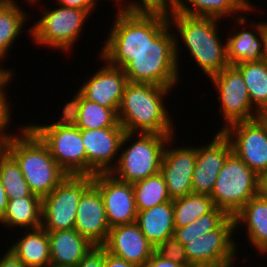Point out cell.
<instances>
[{
  "instance_id": "1",
  "label": "cell",
  "mask_w": 267,
  "mask_h": 267,
  "mask_svg": "<svg viewBox=\"0 0 267 267\" xmlns=\"http://www.w3.org/2000/svg\"><path fill=\"white\" fill-rule=\"evenodd\" d=\"M167 23V12L118 9L101 48V61L123 70Z\"/></svg>"
},
{
  "instance_id": "2",
  "label": "cell",
  "mask_w": 267,
  "mask_h": 267,
  "mask_svg": "<svg viewBox=\"0 0 267 267\" xmlns=\"http://www.w3.org/2000/svg\"><path fill=\"white\" fill-rule=\"evenodd\" d=\"M172 88L128 82L117 111L125 132L175 135L174 124L164 104ZM173 126V127H172Z\"/></svg>"
},
{
  "instance_id": "3",
  "label": "cell",
  "mask_w": 267,
  "mask_h": 267,
  "mask_svg": "<svg viewBox=\"0 0 267 267\" xmlns=\"http://www.w3.org/2000/svg\"><path fill=\"white\" fill-rule=\"evenodd\" d=\"M20 135L8 132L2 147L16 160L31 192L43 198L68 174L57 164L46 144L26 124Z\"/></svg>"
},
{
  "instance_id": "4",
  "label": "cell",
  "mask_w": 267,
  "mask_h": 267,
  "mask_svg": "<svg viewBox=\"0 0 267 267\" xmlns=\"http://www.w3.org/2000/svg\"><path fill=\"white\" fill-rule=\"evenodd\" d=\"M170 27H175L179 42L184 43L204 75L209 78L229 66L226 42L221 43L218 19L215 17L190 16L173 11L167 12ZM218 23V24H217Z\"/></svg>"
},
{
  "instance_id": "5",
  "label": "cell",
  "mask_w": 267,
  "mask_h": 267,
  "mask_svg": "<svg viewBox=\"0 0 267 267\" xmlns=\"http://www.w3.org/2000/svg\"><path fill=\"white\" fill-rule=\"evenodd\" d=\"M171 29L167 23L123 69L128 82L149 83L169 88H174L178 84V56L181 50H178V37L174 36L176 32Z\"/></svg>"
},
{
  "instance_id": "6",
  "label": "cell",
  "mask_w": 267,
  "mask_h": 267,
  "mask_svg": "<svg viewBox=\"0 0 267 267\" xmlns=\"http://www.w3.org/2000/svg\"><path fill=\"white\" fill-rule=\"evenodd\" d=\"M139 138L119 153L116 167L110 172L116 179L135 183L160 172L166 145L170 148L175 135L137 133ZM170 145V146H169Z\"/></svg>"
},
{
  "instance_id": "7",
  "label": "cell",
  "mask_w": 267,
  "mask_h": 267,
  "mask_svg": "<svg viewBox=\"0 0 267 267\" xmlns=\"http://www.w3.org/2000/svg\"><path fill=\"white\" fill-rule=\"evenodd\" d=\"M56 123L28 126L46 144L57 164L68 175H86V151L80 130L63 113ZM38 124V125H37Z\"/></svg>"
},
{
  "instance_id": "8",
  "label": "cell",
  "mask_w": 267,
  "mask_h": 267,
  "mask_svg": "<svg viewBox=\"0 0 267 267\" xmlns=\"http://www.w3.org/2000/svg\"><path fill=\"white\" fill-rule=\"evenodd\" d=\"M258 175L233 152L227 157L210 195L214 206L234 216L257 195Z\"/></svg>"
},
{
  "instance_id": "9",
  "label": "cell",
  "mask_w": 267,
  "mask_h": 267,
  "mask_svg": "<svg viewBox=\"0 0 267 267\" xmlns=\"http://www.w3.org/2000/svg\"><path fill=\"white\" fill-rule=\"evenodd\" d=\"M53 9L50 11L44 7L43 16L28 29V34L32 35L37 45L70 51L80 38V33L83 34L85 21L90 14L85 10L61 5Z\"/></svg>"
},
{
  "instance_id": "10",
  "label": "cell",
  "mask_w": 267,
  "mask_h": 267,
  "mask_svg": "<svg viewBox=\"0 0 267 267\" xmlns=\"http://www.w3.org/2000/svg\"><path fill=\"white\" fill-rule=\"evenodd\" d=\"M91 185L90 175H68L42 198L41 227L47 232L74 229L79 200Z\"/></svg>"
},
{
  "instance_id": "11",
  "label": "cell",
  "mask_w": 267,
  "mask_h": 267,
  "mask_svg": "<svg viewBox=\"0 0 267 267\" xmlns=\"http://www.w3.org/2000/svg\"><path fill=\"white\" fill-rule=\"evenodd\" d=\"M236 230L234 217L229 216L216 230L185 240L184 248L190 266L216 267L235 261L238 248L232 233Z\"/></svg>"
},
{
  "instance_id": "12",
  "label": "cell",
  "mask_w": 267,
  "mask_h": 267,
  "mask_svg": "<svg viewBox=\"0 0 267 267\" xmlns=\"http://www.w3.org/2000/svg\"><path fill=\"white\" fill-rule=\"evenodd\" d=\"M214 89H217L218 100L220 102V112L225 120L222 131L229 125L249 121L262 116L250 101L247 86L241 72L234 66L229 65L222 71L209 77Z\"/></svg>"
},
{
  "instance_id": "13",
  "label": "cell",
  "mask_w": 267,
  "mask_h": 267,
  "mask_svg": "<svg viewBox=\"0 0 267 267\" xmlns=\"http://www.w3.org/2000/svg\"><path fill=\"white\" fill-rule=\"evenodd\" d=\"M222 132L229 139L232 152L252 171L257 175L267 171V115L233 123Z\"/></svg>"
},
{
  "instance_id": "14",
  "label": "cell",
  "mask_w": 267,
  "mask_h": 267,
  "mask_svg": "<svg viewBox=\"0 0 267 267\" xmlns=\"http://www.w3.org/2000/svg\"><path fill=\"white\" fill-rule=\"evenodd\" d=\"M135 136L136 133L125 132L123 127L82 130V142L86 151V175L110 173L117 165L118 152Z\"/></svg>"
},
{
  "instance_id": "15",
  "label": "cell",
  "mask_w": 267,
  "mask_h": 267,
  "mask_svg": "<svg viewBox=\"0 0 267 267\" xmlns=\"http://www.w3.org/2000/svg\"><path fill=\"white\" fill-rule=\"evenodd\" d=\"M92 184L101 193L110 228L136 222L138 212L131 183L120 181L111 173H98L92 176Z\"/></svg>"
},
{
  "instance_id": "16",
  "label": "cell",
  "mask_w": 267,
  "mask_h": 267,
  "mask_svg": "<svg viewBox=\"0 0 267 267\" xmlns=\"http://www.w3.org/2000/svg\"><path fill=\"white\" fill-rule=\"evenodd\" d=\"M231 153V143L222 131L214 134L210 143L197 147V159L192 178L193 194L211 195L218 174Z\"/></svg>"
},
{
  "instance_id": "17",
  "label": "cell",
  "mask_w": 267,
  "mask_h": 267,
  "mask_svg": "<svg viewBox=\"0 0 267 267\" xmlns=\"http://www.w3.org/2000/svg\"><path fill=\"white\" fill-rule=\"evenodd\" d=\"M197 159V147H165L160 173L171 200L192 193V178Z\"/></svg>"
},
{
  "instance_id": "18",
  "label": "cell",
  "mask_w": 267,
  "mask_h": 267,
  "mask_svg": "<svg viewBox=\"0 0 267 267\" xmlns=\"http://www.w3.org/2000/svg\"><path fill=\"white\" fill-rule=\"evenodd\" d=\"M102 247L109 254L138 267H143L155 252V247L141 232L136 222L111 227Z\"/></svg>"
},
{
  "instance_id": "19",
  "label": "cell",
  "mask_w": 267,
  "mask_h": 267,
  "mask_svg": "<svg viewBox=\"0 0 267 267\" xmlns=\"http://www.w3.org/2000/svg\"><path fill=\"white\" fill-rule=\"evenodd\" d=\"M74 229L94 246L106 243L110 226L101 193L93 184L79 200Z\"/></svg>"
},
{
  "instance_id": "20",
  "label": "cell",
  "mask_w": 267,
  "mask_h": 267,
  "mask_svg": "<svg viewBox=\"0 0 267 267\" xmlns=\"http://www.w3.org/2000/svg\"><path fill=\"white\" fill-rule=\"evenodd\" d=\"M104 64L78 92L88 101L118 111L128 79L124 70Z\"/></svg>"
},
{
  "instance_id": "21",
  "label": "cell",
  "mask_w": 267,
  "mask_h": 267,
  "mask_svg": "<svg viewBox=\"0 0 267 267\" xmlns=\"http://www.w3.org/2000/svg\"><path fill=\"white\" fill-rule=\"evenodd\" d=\"M62 112L80 130L122 127L116 110L88 101L78 91L74 98L63 106Z\"/></svg>"
},
{
  "instance_id": "22",
  "label": "cell",
  "mask_w": 267,
  "mask_h": 267,
  "mask_svg": "<svg viewBox=\"0 0 267 267\" xmlns=\"http://www.w3.org/2000/svg\"><path fill=\"white\" fill-rule=\"evenodd\" d=\"M51 264L75 267L94 247L75 229L47 232Z\"/></svg>"
},
{
  "instance_id": "23",
  "label": "cell",
  "mask_w": 267,
  "mask_h": 267,
  "mask_svg": "<svg viewBox=\"0 0 267 267\" xmlns=\"http://www.w3.org/2000/svg\"><path fill=\"white\" fill-rule=\"evenodd\" d=\"M235 228L245 225L250 245L258 253H267V202L259 196L251 198L234 216ZM260 251V252H259Z\"/></svg>"
},
{
  "instance_id": "24",
  "label": "cell",
  "mask_w": 267,
  "mask_h": 267,
  "mask_svg": "<svg viewBox=\"0 0 267 267\" xmlns=\"http://www.w3.org/2000/svg\"><path fill=\"white\" fill-rule=\"evenodd\" d=\"M136 223L148 241L158 246L175 233L173 200L138 211Z\"/></svg>"
},
{
  "instance_id": "25",
  "label": "cell",
  "mask_w": 267,
  "mask_h": 267,
  "mask_svg": "<svg viewBox=\"0 0 267 267\" xmlns=\"http://www.w3.org/2000/svg\"><path fill=\"white\" fill-rule=\"evenodd\" d=\"M29 231V232H28ZM26 235L18 238L8 248L27 267H45L51 263L50 240L42 227L27 229Z\"/></svg>"
},
{
  "instance_id": "26",
  "label": "cell",
  "mask_w": 267,
  "mask_h": 267,
  "mask_svg": "<svg viewBox=\"0 0 267 267\" xmlns=\"http://www.w3.org/2000/svg\"><path fill=\"white\" fill-rule=\"evenodd\" d=\"M253 31L250 29L242 28L233 34L226 37V48H227V60L230 65H235L239 62L246 61H260L262 60L263 54V21L254 24ZM250 30V31H249Z\"/></svg>"
},
{
  "instance_id": "27",
  "label": "cell",
  "mask_w": 267,
  "mask_h": 267,
  "mask_svg": "<svg viewBox=\"0 0 267 267\" xmlns=\"http://www.w3.org/2000/svg\"><path fill=\"white\" fill-rule=\"evenodd\" d=\"M42 198L40 196H26L8 200L7 208L1 225L25 230L41 227Z\"/></svg>"
},
{
  "instance_id": "28",
  "label": "cell",
  "mask_w": 267,
  "mask_h": 267,
  "mask_svg": "<svg viewBox=\"0 0 267 267\" xmlns=\"http://www.w3.org/2000/svg\"><path fill=\"white\" fill-rule=\"evenodd\" d=\"M242 74L252 106L267 115V62L246 61L234 65Z\"/></svg>"
},
{
  "instance_id": "29",
  "label": "cell",
  "mask_w": 267,
  "mask_h": 267,
  "mask_svg": "<svg viewBox=\"0 0 267 267\" xmlns=\"http://www.w3.org/2000/svg\"><path fill=\"white\" fill-rule=\"evenodd\" d=\"M175 12L202 17H215L223 19L226 16L235 17L241 13H248V10L239 0H176L173 9Z\"/></svg>"
},
{
  "instance_id": "30",
  "label": "cell",
  "mask_w": 267,
  "mask_h": 267,
  "mask_svg": "<svg viewBox=\"0 0 267 267\" xmlns=\"http://www.w3.org/2000/svg\"><path fill=\"white\" fill-rule=\"evenodd\" d=\"M27 19V14L15 0L0 3V61L8 55L21 30H25L23 26Z\"/></svg>"
},
{
  "instance_id": "31",
  "label": "cell",
  "mask_w": 267,
  "mask_h": 267,
  "mask_svg": "<svg viewBox=\"0 0 267 267\" xmlns=\"http://www.w3.org/2000/svg\"><path fill=\"white\" fill-rule=\"evenodd\" d=\"M215 208L210 195L188 194L173 200L174 226L181 228L192 223L200 216L206 215Z\"/></svg>"
},
{
  "instance_id": "32",
  "label": "cell",
  "mask_w": 267,
  "mask_h": 267,
  "mask_svg": "<svg viewBox=\"0 0 267 267\" xmlns=\"http://www.w3.org/2000/svg\"><path fill=\"white\" fill-rule=\"evenodd\" d=\"M132 185L137 212L171 201L166 182L160 172Z\"/></svg>"
},
{
  "instance_id": "33",
  "label": "cell",
  "mask_w": 267,
  "mask_h": 267,
  "mask_svg": "<svg viewBox=\"0 0 267 267\" xmlns=\"http://www.w3.org/2000/svg\"><path fill=\"white\" fill-rule=\"evenodd\" d=\"M0 180L9 199L26 196H38L31 192L19 164L3 148H0Z\"/></svg>"
},
{
  "instance_id": "34",
  "label": "cell",
  "mask_w": 267,
  "mask_h": 267,
  "mask_svg": "<svg viewBox=\"0 0 267 267\" xmlns=\"http://www.w3.org/2000/svg\"><path fill=\"white\" fill-rule=\"evenodd\" d=\"M228 217L229 215L223 209L215 207L211 212L200 216L187 226L176 228L174 236L184 246L185 240H193L216 230Z\"/></svg>"
},
{
  "instance_id": "35",
  "label": "cell",
  "mask_w": 267,
  "mask_h": 267,
  "mask_svg": "<svg viewBox=\"0 0 267 267\" xmlns=\"http://www.w3.org/2000/svg\"><path fill=\"white\" fill-rule=\"evenodd\" d=\"M155 252L162 258L172 260L182 267H191L184 246L174 235L166 238L156 246Z\"/></svg>"
},
{
  "instance_id": "36",
  "label": "cell",
  "mask_w": 267,
  "mask_h": 267,
  "mask_svg": "<svg viewBox=\"0 0 267 267\" xmlns=\"http://www.w3.org/2000/svg\"><path fill=\"white\" fill-rule=\"evenodd\" d=\"M176 0H139L128 1L123 5L124 10L128 11H173Z\"/></svg>"
},
{
  "instance_id": "37",
  "label": "cell",
  "mask_w": 267,
  "mask_h": 267,
  "mask_svg": "<svg viewBox=\"0 0 267 267\" xmlns=\"http://www.w3.org/2000/svg\"><path fill=\"white\" fill-rule=\"evenodd\" d=\"M6 88H0V148L2 147L8 132V128L11 122V105L8 103ZM10 108V109H9Z\"/></svg>"
},
{
  "instance_id": "38",
  "label": "cell",
  "mask_w": 267,
  "mask_h": 267,
  "mask_svg": "<svg viewBox=\"0 0 267 267\" xmlns=\"http://www.w3.org/2000/svg\"><path fill=\"white\" fill-rule=\"evenodd\" d=\"M105 249L94 246L75 267H104Z\"/></svg>"
},
{
  "instance_id": "39",
  "label": "cell",
  "mask_w": 267,
  "mask_h": 267,
  "mask_svg": "<svg viewBox=\"0 0 267 267\" xmlns=\"http://www.w3.org/2000/svg\"><path fill=\"white\" fill-rule=\"evenodd\" d=\"M58 5L69 7V8H76L80 10H85L89 14L91 11H94L95 5L97 4L98 0H57Z\"/></svg>"
},
{
  "instance_id": "40",
  "label": "cell",
  "mask_w": 267,
  "mask_h": 267,
  "mask_svg": "<svg viewBox=\"0 0 267 267\" xmlns=\"http://www.w3.org/2000/svg\"><path fill=\"white\" fill-rule=\"evenodd\" d=\"M143 267H182V266L175 263L172 260L162 258L160 255L154 252Z\"/></svg>"
},
{
  "instance_id": "41",
  "label": "cell",
  "mask_w": 267,
  "mask_h": 267,
  "mask_svg": "<svg viewBox=\"0 0 267 267\" xmlns=\"http://www.w3.org/2000/svg\"><path fill=\"white\" fill-rule=\"evenodd\" d=\"M0 258V267H27L11 250H6Z\"/></svg>"
},
{
  "instance_id": "42",
  "label": "cell",
  "mask_w": 267,
  "mask_h": 267,
  "mask_svg": "<svg viewBox=\"0 0 267 267\" xmlns=\"http://www.w3.org/2000/svg\"><path fill=\"white\" fill-rule=\"evenodd\" d=\"M104 267H138V266L135 264L129 263L123 259L117 258L109 254L105 250Z\"/></svg>"
},
{
  "instance_id": "43",
  "label": "cell",
  "mask_w": 267,
  "mask_h": 267,
  "mask_svg": "<svg viewBox=\"0 0 267 267\" xmlns=\"http://www.w3.org/2000/svg\"><path fill=\"white\" fill-rule=\"evenodd\" d=\"M257 196L267 202V171L258 175Z\"/></svg>"
},
{
  "instance_id": "44",
  "label": "cell",
  "mask_w": 267,
  "mask_h": 267,
  "mask_svg": "<svg viewBox=\"0 0 267 267\" xmlns=\"http://www.w3.org/2000/svg\"><path fill=\"white\" fill-rule=\"evenodd\" d=\"M8 204V197L0 180V220L3 218Z\"/></svg>"
},
{
  "instance_id": "45",
  "label": "cell",
  "mask_w": 267,
  "mask_h": 267,
  "mask_svg": "<svg viewBox=\"0 0 267 267\" xmlns=\"http://www.w3.org/2000/svg\"><path fill=\"white\" fill-rule=\"evenodd\" d=\"M0 64H1V62H0ZM12 73L13 72L9 69H6V68L3 69V67L0 68V88H5L6 85L9 84L8 82L11 79H13L12 77H14V75Z\"/></svg>"
},
{
  "instance_id": "46",
  "label": "cell",
  "mask_w": 267,
  "mask_h": 267,
  "mask_svg": "<svg viewBox=\"0 0 267 267\" xmlns=\"http://www.w3.org/2000/svg\"><path fill=\"white\" fill-rule=\"evenodd\" d=\"M263 54H262V60L267 62V21L263 22Z\"/></svg>"
},
{
  "instance_id": "47",
  "label": "cell",
  "mask_w": 267,
  "mask_h": 267,
  "mask_svg": "<svg viewBox=\"0 0 267 267\" xmlns=\"http://www.w3.org/2000/svg\"><path fill=\"white\" fill-rule=\"evenodd\" d=\"M244 7H246L248 10H253L256 6H252L253 4L249 2V0H239Z\"/></svg>"
},
{
  "instance_id": "48",
  "label": "cell",
  "mask_w": 267,
  "mask_h": 267,
  "mask_svg": "<svg viewBox=\"0 0 267 267\" xmlns=\"http://www.w3.org/2000/svg\"><path fill=\"white\" fill-rule=\"evenodd\" d=\"M111 1H116V3L118 4L117 7H119V10L123 9V4H125L123 1L124 0H111ZM120 3H123V4H120Z\"/></svg>"
},
{
  "instance_id": "49",
  "label": "cell",
  "mask_w": 267,
  "mask_h": 267,
  "mask_svg": "<svg viewBox=\"0 0 267 267\" xmlns=\"http://www.w3.org/2000/svg\"><path fill=\"white\" fill-rule=\"evenodd\" d=\"M27 2H29L30 4L31 3H33V4L36 3L37 4V2H39V1L38 0H27Z\"/></svg>"
},
{
  "instance_id": "50",
  "label": "cell",
  "mask_w": 267,
  "mask_h": 267,
  "mask_svg": "<svg viewBox=\"0 0 267 267\" xmlns=\"http://www.w3.org/2000/svg\"><path fill=\"white\" fill-rule=\"evenodd\" d=\"M45 267H62V266H57V265H54V264H49V265H47V266H45Z\"/></svg>"
},
{
  "instance_id": "51",
  "label": "cell",
  "mask_w": 267,
  "mask_h": 267,
  "mask_svg": "<svg viewBox=\"0 0 267 267\" xmlns=\"http://www.w3.org/2000/svg\"><path fill=\"white\" fill-rule=\"evenodd\" d=\"M10 1H13V0H0V3H5V2H10Z\"/></svg>"
},
{
  "instance_id": "52",
  "label": "cell",
  "mask_w": 267,
  "mask_h": 267,
  "mask_svg": "<svg viewBox=\"0 0 267 267\" xmlns=\"http://www.w3.org/2000/svg\"><path fill=\"white\" fill-rule=\"evenodd\" d=\"M216 267H229V263L225 264V265H222V266H216Z\"/></svg>"
},
{
  "instance_id": "53",
  "label": "cell",
  "mask_w": 267,
  "mask_h": 267,
  "mask_svg": "<svg viewBox=\"0 0 267 267\" xmlns=\"http://www.w3.org/2000/svg\"><path fill=\"white\" fill-rule=\"evenodd\" d=\"M234 265V263L233 262H231V263H229V267H233V265Z\"/></svg>"
}]
</instances>
